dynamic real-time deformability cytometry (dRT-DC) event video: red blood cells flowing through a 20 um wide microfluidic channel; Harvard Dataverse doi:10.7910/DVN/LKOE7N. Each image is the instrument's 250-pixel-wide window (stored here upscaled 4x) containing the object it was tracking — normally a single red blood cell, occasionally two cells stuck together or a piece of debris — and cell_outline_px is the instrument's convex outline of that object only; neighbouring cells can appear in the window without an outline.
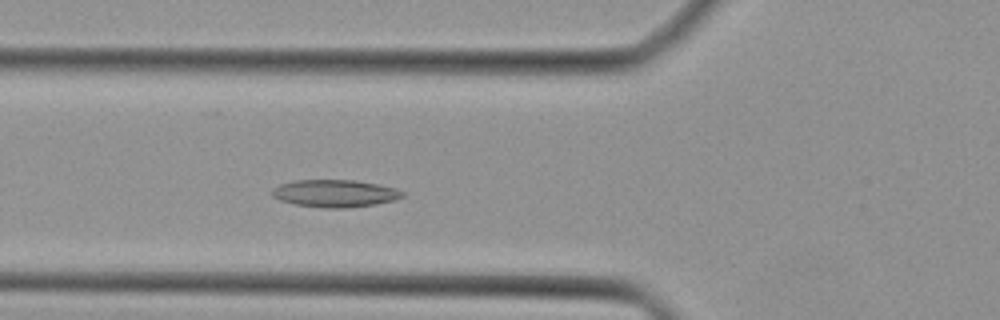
{"species": "Egyptian fruit bat (a non-hibernating species)", "species_latin": "Rousettus aegyptiacus", "temperature_condition": "cold", "stored_images_in_passage": 34, "camera_frame_rate_fps": 3000, "um_per_image_px": 0.085, "animal": {"sex": "female"}, "frame": {"image": 1, "passage_image": 6, "time_ms": 1.667, "image_size_px": [1000, 320], "cell_outline_px": [[404, 196], [396, 200], [376, 204], [344, 208], [324, 208], [296, 204], [280, 200], [272, 196], [272, 188], [280, 184], [292, 180], [352, 180], [376, 184], [396, 188], [404, 192]], "centroid_in_image_um": [28.47, 16.44], "position_along_channel_um": 97.3, "area_um2": 20.81}}
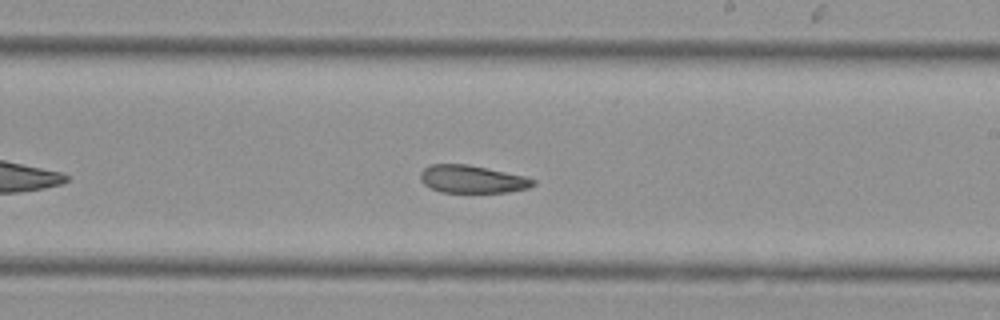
{"frame": {"image": 2, "passage_image": 16, "time_ms": 5.0, "image_size_px": [1000, 320], "cell_outline_px": [[536, 184], [528, 188], [508, 192], [440, 192], [424, 184], [420, 180], [420, 172], [428, 164], [468, 164], [524, 176], [536, 180]], "centroid_in_image_um": [40.12, 15.22], "position_along_channel_um": 248.9, "area_um2": 18.21}}
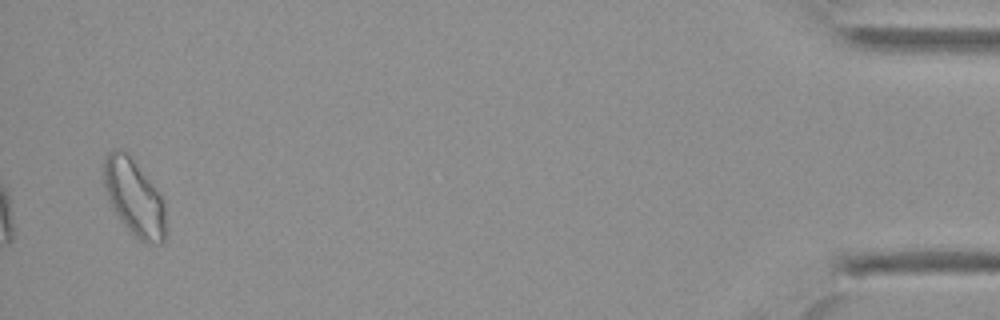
{"frame": {"image": 3, "passage_image": 33, "time_ms": 10.667, "image_size_px": [1000, 320], "cell_outline_px": [[164, 240], [160, 244], [148, 244], [140, 240], [124, 224], [108, 200], [104, 188], [104, 156], [112, 148], [124, 148], [128, 152], [156, 188], [164, 204]], "centroid_in_image_um": [11.37, 16.72], "position_along_channel_um": 423.8, "area_um2": 27.4}}